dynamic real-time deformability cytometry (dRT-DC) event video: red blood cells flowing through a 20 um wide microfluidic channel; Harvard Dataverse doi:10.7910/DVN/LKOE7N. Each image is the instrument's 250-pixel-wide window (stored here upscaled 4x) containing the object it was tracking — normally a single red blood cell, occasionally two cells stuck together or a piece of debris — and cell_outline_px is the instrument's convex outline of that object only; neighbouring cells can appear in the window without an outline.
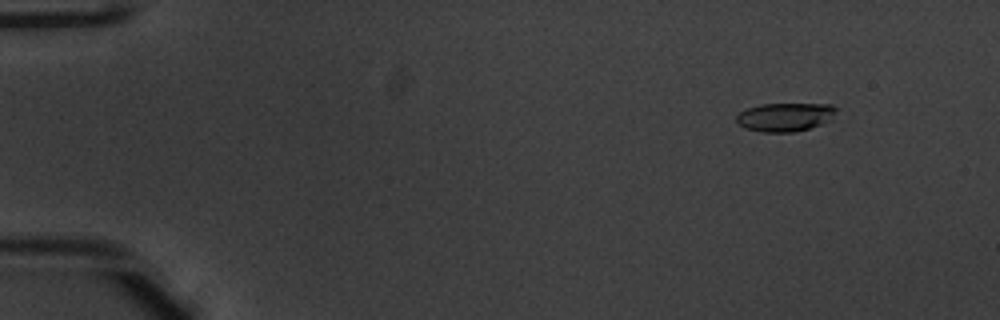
{"species": "common noctule bat (a hibernating species)", "species_latin": "Nyctalus noctula", "temperature_condition": "warm", "stored_images_in_passage": 54, "camera_frame_rate_fps": 3000, "um_per_image_px": 0.085, "animal": {"sex": "male", "body_mass_g": 20.1, "forearm_length_mm": 53.5}, "frame": {"image": 1, "passage_image": 7, "time_ms": 2.0, "image_size_px": [1000, 320], "cell_outline_px": [[836, 108], [832, 120], [808, 128], [792, 132], [760, 132], [744, 128], [736, 120], [736, 116], [740, 112], [748, 108], [760, 104], [832, 104]], "centroid_in_image_um": [66.72, 9.94], "position_along_channel_um": 18.3, "area_um2": 16.53}}
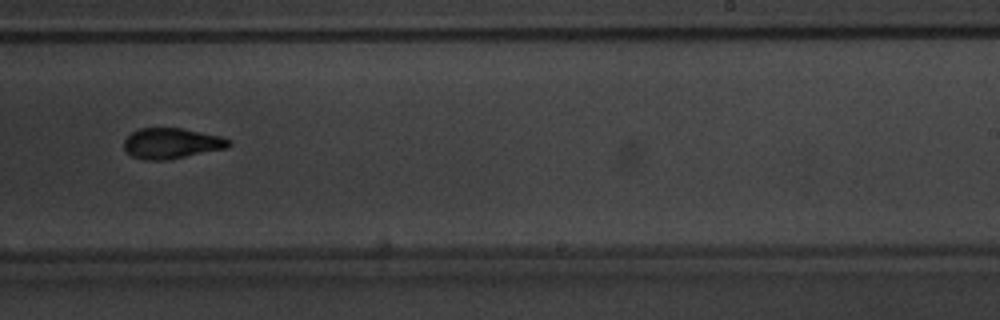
{"frame": {"image": 2, "passage_image": 35, "time_ms": 11.333, "image_size_px": [1000, 320], "cell_outline_px": [[232, 144], [228, 148], [168, 160], [144, 160], [132, 156], [124, 148], [124, 140], [132, 132], [140, 128], [184, 128], [220, 136], [232, 140]], "centroid_in_image_um": [14.62, 12.18], "position_along_channel_um": 274.4, "area_um2": 18.84}}
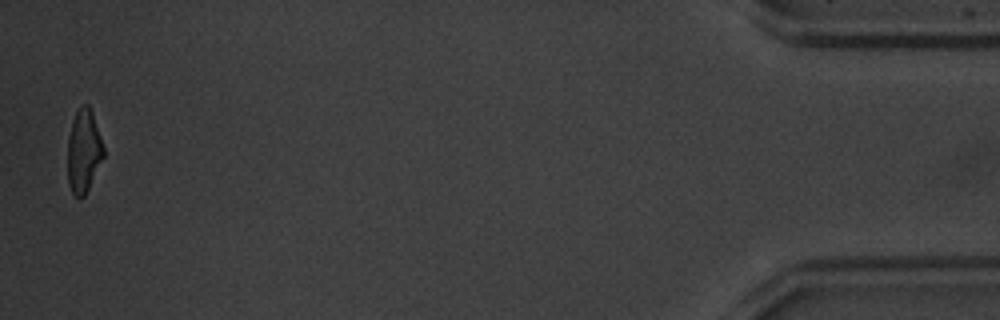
{"frame": {"image": 3, "passage_image": 53, "time_ms": 17.333, "image_size_px": [1000, 320], "cell_outline_px": [[104, 156], [84, 196], [80, 200], [72, 192], [68, 184], [68, 136], [72, 120], [80, 104], [88, 104], [92, 112], [104, 148]], "centroid_in_image_um": [7.1, 12.83], "position_along_channel_um": 428.1, "area_um2": 17.34}, "authors_computed_cell_mechanics": {"area_um2": 18.5249, "velocity_mm_per_s": 3.9399, "shape_relaxation_time_tau1_ms": 2.3849, "shape_relaxation_time_tau2_ms": 3.6086, "deformation_change_tau1": 0.1996, "deformation_change_tau2": 0.1229}}